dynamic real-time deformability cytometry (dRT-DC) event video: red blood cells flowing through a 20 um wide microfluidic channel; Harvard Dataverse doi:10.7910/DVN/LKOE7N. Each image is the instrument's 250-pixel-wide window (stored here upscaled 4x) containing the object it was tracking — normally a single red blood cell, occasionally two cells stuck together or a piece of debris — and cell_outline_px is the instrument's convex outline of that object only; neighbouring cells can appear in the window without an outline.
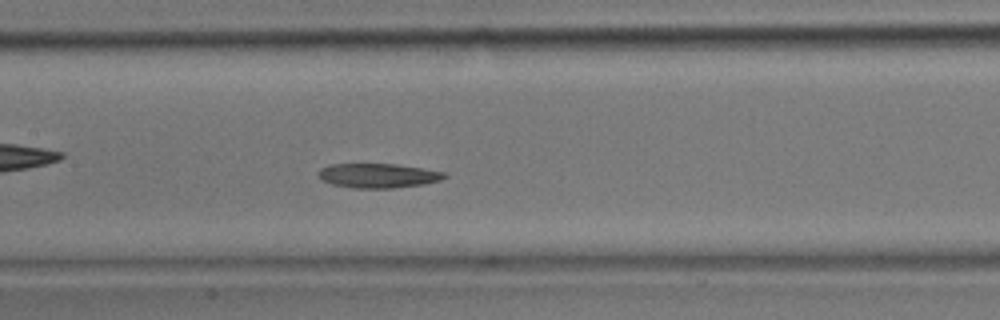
{"species": "common noctule bat (a hibernating species)", "species_latin": "Nyctalus noctula", "temperature_condition": "room temperature", "stored_images_in_passage": 34, "camera_frame_rate_fps": 3000, "um_per_image_px": 0.085, "animal": {"sex": "male", "body_mass_g": 17.9}, "frame": {"image": 1, "passage_image": 15, "time_ms": 4.667, "image_size_px": [1000, 320], "cell_outline_px": [[448, 176], [440, 180], [424, 184], [392, 188], [352, 188], [332, 184], [320, 180], [316, 172], [320, 168], [328, 164], [396, 164], [424, 168], [444, 172]], "centroid_in_image_um": [32.09, 14.92], "position_along_channel_um": 175.3, "area_um2": 18.15}}